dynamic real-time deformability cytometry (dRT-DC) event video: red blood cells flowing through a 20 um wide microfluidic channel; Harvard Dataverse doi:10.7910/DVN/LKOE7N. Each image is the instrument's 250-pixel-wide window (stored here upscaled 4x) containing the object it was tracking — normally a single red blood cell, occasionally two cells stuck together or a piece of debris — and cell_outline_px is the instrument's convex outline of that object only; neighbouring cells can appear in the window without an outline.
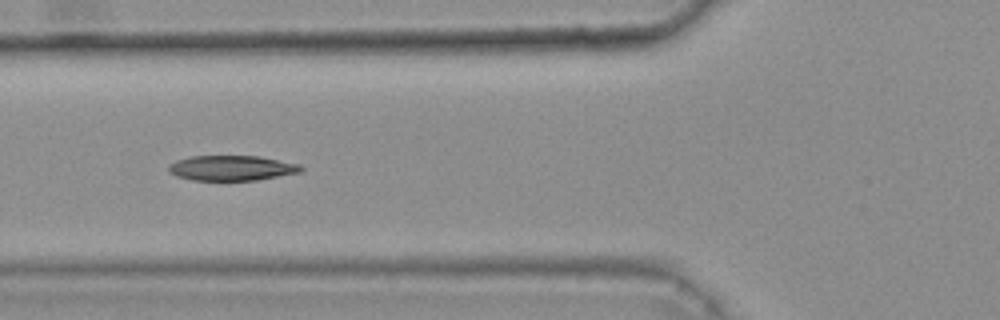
{"species": "common noctule bat (a hibernating species)", "species_latin": "Nyctalus noctula", "temperature_condition": "warm", "stored_images_in_passage": 47, "camera_frame_rate_fps": 3000, "um_per_image_px": 0.085, "animal": {"sex": "female", "body_mass_g": 25.1}, "frame": {"image": 1, "passage_image": 21, "time_ms": 6.667, "image_size_px": [1000, 320], "cell_outline_px": [[304, 168], [300, 172], [256, 180], [192, 180], [176, 176], [168, 172], [168, 164], [176, 160], [188, 156], [260, 156], [300, 164]], "centroid_in_image_um": [19.66, 14.27], "position_along_channel_um": 106.1, "area_um2": 19.48}, "authors_computed_cell_mechanics": {"area_um2": 20.23, "velocity_mm_per_s": 3.7169, "shape_relaxation_time_tau1_ms": 10.6038, "shape_relaxation_time_tau2_ms": 2.0419, "deformation_change_tau1": 0.2547, "deformation_change_tau2": 0.0825}}